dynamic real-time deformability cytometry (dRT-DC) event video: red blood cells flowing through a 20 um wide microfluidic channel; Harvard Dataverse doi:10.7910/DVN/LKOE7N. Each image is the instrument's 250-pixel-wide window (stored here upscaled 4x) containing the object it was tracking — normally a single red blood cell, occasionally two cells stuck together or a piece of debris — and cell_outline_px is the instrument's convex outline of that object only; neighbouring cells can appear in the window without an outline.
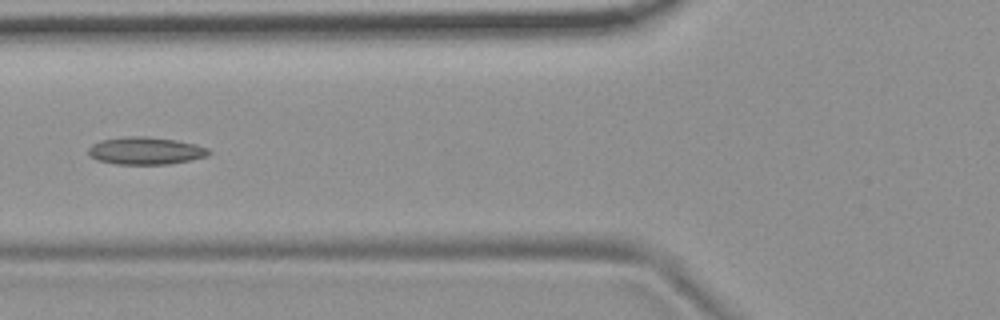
{"species": "common noctule bat (a hibernating species)", "species_latin": "Nyctalus noctula", "temperature_condition": "room temperature", "stored_images_in_passage": 7, "camera_frame_rate_fps": 3000, "um_per_image_px": 0.085, "animal": {"sex": "female", "body_mass_g": 19.9}, "frame": {"image": 1, "passage_image": 4, "time_ms": 1.0, "image_size_px": [1000, 320], "cell_outline_px": [[212, 152], [208, 156], [192, 160], [168, 164], [116, 164], [96, 160], [88, 156], [88, 148], [92, 144], [100, 140], [124, 136], [144, 136], [176, 140], [196, 144], [208, 148]], "centroid_in_image_um": [12.36, 12.81], "position_along_channel_um": 113.4, "area_um2": 19.54}}
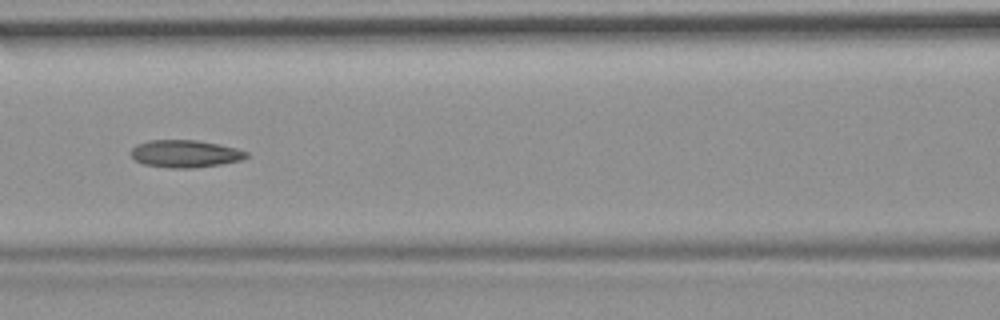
{"frame": {"image": 2, "passage_image": 5, "time_ms": 1.333, "image_size_px": [1000, 320], "cell_outline_px": [[248, 156], [240, 160], [220, 164], [196, 168], [168, 168], [144, 164], [136, 160], [132, 156], [132, 148], [136, 144], [148, 140], [196, 140], [220, 144], [236, 148], [248, 152]], "centroid_in_image_um": [15.74, 13.06], "position_along_channel_um": 150.9, "area_um2": 18.44}}
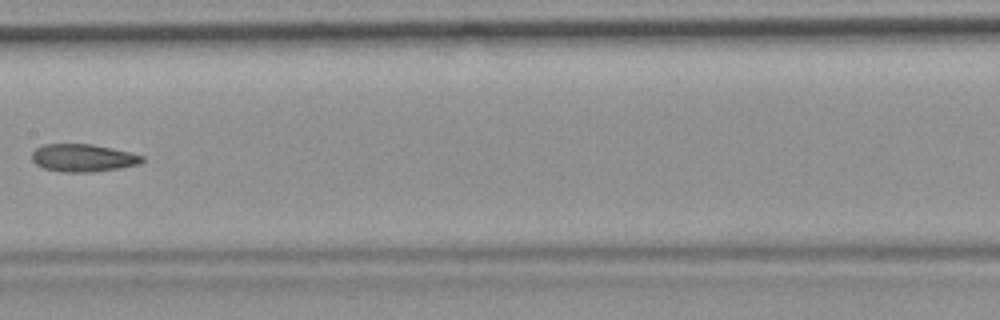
{"frame": {"image": 3, "passage_image": 6, "time_ms": 1.667, "image_size_px": [1000, 320], "cell_outline_px": [[144, 160], [140, 164], [120, 168], [92, 172], [60, 172], [44, 168], [36, 164], [32, 160], [32, 152], [36, 148], [44, 144], [92, 144], [112, 148], [144, 156]], "centroid_in_image_um": [7.05, 13.42], "position_along_channel_um": 200.3, "area_um2": 17.8}}